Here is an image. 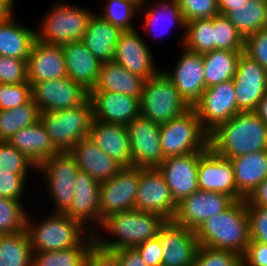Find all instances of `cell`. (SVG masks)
Wrapping results in <instances>:
<instances>
[{
	"label": "cell",
	"instance_id": "277c9868",
	"mask_svg": "<svg viewBox=\"0 0 267 266\" xmlns=\"http://www.w3.org/2000/svg\"><path fill=\"white\" fill-rule=\"evenodd\" d=\"M26 231L32 251H58L79 246L91 232L64 213L51 212L37 222L27 215Z\"/></svg>",
	"mask_w": 267,
	"mask_h": 266
},
{
	"label": "cell",
	"instance_id": "484cf974",
	"mask_svg": "<svg viewBox=\"0 0 267 266\" xmlns=\"http://www.w3.org/2000/svg\"><path fill=\"white\" fill-rule=\"evenodd\" d=\"M151 1L152 0L150 1L142 0L141 5H140L139 12L142 13L146 9V11L143 13L144 20H142L143 25L145 27L143 29L145 30L144 33H146V35L148 36L149 34L150 36L152 35L151 37L153 38H159L161 35L163 36L164 34H166L168 30L171 29L170 27H172L173 25L176 27L178 25L180 26L179 30L180 29H182V31L184 30L183 32L184 34H182V38L180 40L181 42L180 46L182 47L184 39H185L186 23L184 21L181 9L179 5L177 4V1L176 0H157L156 2L153 1V4ZM148 2H151V3H148Z\"/></svg>",
	"mask_w": 267,
	"mask_h": 266
},
{
	"label": "cell",
	"instance_id": "9c48e42d",
	"mask_svg": "<svg viewBox=\"0 0 267 266\" xmlns=\"http://www.w3.org/2000/svg\"><path fill=\"white\" fill-rule=\"evenodd\" d=\"M79 170L74 157L69 152H58L38 166L37 171H41L42 176L45 175L47 194L49 192L51 202L54 204L51 212L65 213L70 208Z\"/></svg>",
	"mask_w": 267,
	"mask_h": 266
},
{
	"label": "cell",
	"instance_id": "f6af8a7d",
	"mask_svg": "<svg viewBox=\"0 0 267 266\" xmlns=\"http://www.w3.org/2000/svg\"><path fill=\"white\" fill-rule=\"evenodd\" d=\"M184 21L212 18L219 14L217 0H176Z\"/></svg>",
	"mask_w": 267,
	"mask_h": 266
},
{
	"label": "cell",
	"instance_id": "cb8c5ba5",
	"mask_svg": "<svg viewBox=\"0 0 267 266\" xmlns=\"http://www.w3.org/2000/svg\"><path fill=\"white\" fill-rule=\"evenodd\" d=\"M64 77L68 75L62 46L35 39L27 59L28 81L41 82Z\"/></svg>",
	"mask_w": 267,
	"mask_h": 266
},
{
	"label": "cell",
	"instance_id": "ab89813d",
	"mask_svg": "<svg viewBox=\"0 0 267 266\" xmlns=\"http://www.w3.org/2000/svg\"><path fill=\"white\" fill-rule=\"evenodd\" d=\"M183 47L204 54L214 50V17L186 22Z\"/></svg>",
	"mask_w": 267,
	"mask_h": 266
},
{
	"label": "cell",
	"instance_id": "680465c9",
	"mask_svg": "<svg viewBox=\"0 0 267 266\" xmlns=\"http://www.w3.org/2000/svg\"><path fill=\"white\" fill-rule=\"evenodd\" d=\"M267 126V92L259 101L256 110L254 111Z\"/></svg>",
	"mask_w": 267,
	"mask_h": 266
},
{
	"label": "cell",
	"instance_id": "44dd1931",
	"mask_svg": "<svg viewBox=\"0 0 267 266\" xmlns=\"http://www.w3.org/2000/svg\"><path fill=\"white\" fill-rule=\"evenodd\" d=\"M151 51L137 30L124 31L117 43L114 61L130 73L148 80L161 70L154 65L155 60Z\"/></svg>",
	"mask_w": 267,
	"mask_h": 266
},
{
	"label": "cell",
	"instance_id": "836d02e7",
	"mask_svg": "<svg viewBox=\"0 0 267 266\" xmlns=\"http://www.w3.org/2000/svg\"><path fill=\"white\" fill-rule=\"evenodd\" d=\"M96 244L91 233L79 246L58 251H32V266H86Z\"/></svg>",
	"mask_w": 267,
	"mask_h": 266
},
{
	"label": "cell",
	"instance_id": "ee69618b",
	"mask_svg": "<svg viewBox=\"0 0 267 266\" xmlns=\"http://www.w3.org/2000/svg\"><path fill=\"white\" fill-rule=\"evenodd\" d=\"M193 266H244L243 256L229 250L200 245Z\"/></svg>",
	"mask_w": 267,
	"mask_h": 266
},
{
	"label": "cell",
	"instance_id": "8d00e7d4",
	"mask_svg": "<svg viewBox=\"0 0 267 266\" xmlns=\"http://www.w3.org/2000/svg\"><path fill=\"white\" fill-rule=\"evenodd\" d=\"M0 266H32L28 232L0 235Z\"/></svg>",
	"mask_w": 267,
	"mask_h": 266
},
{
	"label": "cell",
	"instance_id": "816d5d0a",
	"mask_svg": "<svg viewBox=\"0 0 267 266\" xmlns=\"http://www.w3.org/2000/svg\"><path fill=\"white\" fill-rule=\"evenodd\" d=\"M135 249L148 266H162V247L159 244L158 234L141 243Z\"/></svg>",
	"mask_w": 267,
	"mask_h": 266
},
{
	"label": "cell",
	"instance_id": "ba28073f",
	"mask_svg": "<svg viewBox=\"0 0 267 266\" xmlns=\"http://www.w3.org/2000/svg\"><path fill=\"white\" fill-rule=\"evenodd\" d=\"M191 108L171 79L161 69L145 80L140 98V113L155 123L164 124Z\"/></svg>",
	"mask_w": 267,
	"mask_h": 266
},
{
	"label": "cell",
	"instance_id": "4fadbf2b",
	"mask_svg": "<svg viewBox=\"0 0 267 266\" xmlns=\"http://www.w3.org/2000/svg\"><path fill=\"white\" fill-rule=\"evenodd\" d=\"M134 209L161 215L167 221L174 219L177 203L157 168H140Z\"/></svg>",
	"mask_w": 267,
	"mask_h": 266
},
{
	"label": "cell",
	"instance_id": "f546056e",
	"mask_svg": "<svg viewBox=\"0 0 267 266\" xmlns=\"http://www.w3.org/2000/svg\"><path fill=\"white\" fill-rule=\"evenodd\" d=\"M7 142L23 152L37 167L58 153L40 120L20 129Z\"/></svg>",
	"mask_w": 267,
	"mask_h": 266
},
{
	"label": "cell",
	"instance_id": "8992f818",
	"mask_svg": "<svg viewBox=\"0 0 267 266\" xmlns=\"http://www.w3.org/2000/svg\"><path fill=\"white\" fill-rule=\"evenodd\" d=\"M93 119L90 99L81 106L39 114V120L58 152H69L77 142L89 137Z\"/></svg>",
	"mask_w": 267,
	"mask_h": 266
},
{
	"label": "cell",
	"instance_id": "5b68a950",
	"mask_svg": "<svg viewBox=\"0 0 267 266\" xmlns=\"http://www.w3.org/2000/svg\"><path fill=\"white\" fill-rule=\"evenodd\" d=\"M93 14V10L86 7L84 9L79 5L70 4L69 1H59L39 20L36 39L60 46L80 41Z\"/></svg>",
	"mask_w": 267,
	"mask_h": 266
},
{
	"label": "cell",
	"instance_id": "8fae6325",
	"mask_svg": "<svg viewBox=\"0 0 267 266\" xmlns=\"http://www.w3.org/2000/svg\"><path fill=\"white\" fill-rule=\"evenodd\" d=\"M29 83L40 113L81 106L89 99V91L69 77Z\"/></svg>",
	"mask_w": 267,
	"mask_h": 266
},
{
	"label": "cell",
	"instance_id": "83f0119b",
	"mask_svg": "<svg viewBox=\"0 0 267 266\" xmlns=\"http://www.w3.org/2000/svg\"><path fill=\"white\" fill-rule=\"evenodd\" d=\"M81 171L87 172L99 183L115 176L122 168L114 159L100 149L90 137L77 142L69 151Z\"/></svg>",
	"mask_w": 267,
	"mask_h": 266
},
{
	"label": "cell",
	"instance_id": "9a60e30c",
	"mask_svg": "<svg viewBox=\"0 0 267 266\" xmlns=\"http://www.w3.org/2000/svg\"><path fill=\"white\" fill-rule=\"evenodd\" d=\"M235 200L224 193L198 189L177 203L174 223L195 230L208 218L229 208Z\"/></svg>",
	"mask_w": 267,
	"mask_h": 266
},
{
	"label": "cell",
	"instance_id": "bcb514c9",
	"mask_svg": "<svg viewBox=\"0 0 267 266\" xmlns=\"http://www.w3.org/2000/svg\"><path fill=\"white\" fill-rule=\"evenodd\" d=\"M32 98L29 81L21 84L0 83V110L13 109L27 103Z\"/></svg>",
	"mask_w": 267,
	"mask_h": 266
},
{
	"label": "cell",
	"instance_id": "f907efd6",
	"mask_svg": "<svg viewBox=\"0 0 267 266\" xmlns=\"http://www.w3.org/2000/svg\"><path fill=\"white\" fill-rule=\"evenodd\" d=\"M244 52L267 70V27L245 39Z\"/></svg>",
	"mask_w": 267,
	"mask_h": 266
},
{
	"label": "cell",
	"instance_id": "52a82bcc",
	"mask_svg": "<svg viewBox=\"0 0 267 266\" xmlns=\"http://www.w3.org/2000/svg\"><path fill=\"white\" fill-rule=\"evenodd\" d=\"M161 148L165 158L192 152H206L209 134L193 107L167 123L160 124Z\"/></svg>",
	"mask_w": 267,
	"mask_h": 266
},
{
	"label": "cell",
	"instance_id": "91938a15",
	"mask_svg": "<svg viewBox=\"0 0 267 266\" xmlns=\"http://www.w3.org/2000/svg\"><path fill=\"white\" fill-rule=\"evenodd\" d=\"M14 11L15 9H13L9 4L3 0H0V22L8 19L15 13Z\"/></svg>",
	"mask_w": 267,
	"mask_h": 266
},
{
	"label": "cell",
	"instance_id": "d590c367",
	"mask_svg": "<svg viewBox=\"0 0 267 266\" xmlns=\"http://www.w3.org/2000/svg\"><path fill=\"white\" fill-rule=\"evenodd\" d=\"M242 52L214 49L202 54L206 88L231 80Z\"/></svg>",
	"mask_w": 267,
	"mask_h": 266
},
{
	"label": "cell",
	"instance_id": "6f0895ef",
	"mask_svg": "<svg viewBox=\"0 0 267 266\" xmlns=\"http://www.w3.org/2000/svg\"><path fill=\"white\" fill-rule=\"evenodd\" d=\"M219 14L225 15L229 10L245 5L248 0H217Z\"/></svg>",
	"mask_w": 267,
	"mask_h": 266
},
{
	"label": "cell",
	"instance_id": "7a4b0ae2",
	"mask_svg": "<svg viewBox=\"0 0 267 266\" xmlns=\"http://www.w3.org/2000/svg\"><path fill=\"white\" fill-rule=\"evenodd\" d=\"M166 221L161 215L135 209L114 213L106 217L99 228L112 238L110 240L108 237L104 238L101 232L96 231L94 234L96 244L109 251L135 248L154 238Z\"/></svg>",
	"mask_w": 267,
	"mask_h": 266
},
{
	"label": "cell",
	"instance_id": "db71d44e",
	"mask_svg": "<svg viewBox=\"0 0 267 266\" xmlns=\"http://www.w3.org/2000/svg\"><path fill=\"white\" fill-rule=\"evenodd\" d=\"M86 266H121V263L113 251L102 249L95 244L88 255Z\"/></svg>",
	"mask_w": 267,
	"mask_h": 266
},
{
	"label": "cell",
	"instance_id": "e0dca14e",
	"mask_svg": "<svg viewBox=\"0 0 267 266\" xmlns=\"http://www.w3.org/2000/svg\"><path fill=\"white\" fill-rule=\"evenodd\" d=\"M162 266H193L199 248L196 231L166 221L158 231Z\"/></svg>",
	"mask_w": 267,
	"mask_h": 266
},
{
	"label": "cell",
	"instance_id": "9f6ffc18",
	"mask_svg": "<svg viewBox=\"0 0 267 266\" xmlns=\"http://www.w3.org/2000/svg\"><path fill=\"white\" fill-rule=\"evenodd\" d=\"M246 206L267 207V177L248 196L246 199Z\"/></svg>",
	"mask_w": 267,
	"mask_h": 266
},
{
	"label": "cell",
	"instance_id": "7402d4cb",
	"mask_svg": "<svg viewBox=\"0 0 267 266\" xmlns=\"http://www.w3.org/2000/svg\"><path fill=\"white\" fill-rule=\"evenodd\" d=\"M197 176L200 190L221 192L235 201L244 199L237 192L231 160L217 155L211 148L200 157Z\"/></svg>",
	"mask_w": 267,
	"mask_h": 266
},
{
	"label": "cell",
	"instance_id": "2e32d148",
	"mask_svg": "<svg viewBox=\"0 0 267 266\" xmlns=\"http://www.w3.org/2000/svg\"><path fill=\"white\" fill-rule=\"evenodd\" d=\"M232 81L235 85L237 110L255 111L267 92V70L242 52Z\"/></svg>",
	"mask_w": 267,
	"mask_h": 266
},
{
	"label": "cell",
	"instance_id": "ac0fdd59",
	"mask_svg": "<svg viewBox=\"0 0 267 266\" xmlns=\"http://www.w3.org/2000/svg\"><path fill=\"white\" fill-rule=\"evenodd\" d=\"M182 48L184 52L180 55L177 64L175 63L173 71L165 67L161 69L171 79L184 101L193 107L206 89L203 55L185 47Z\"/></svg>",
	"mask_w": 267,
	"mask_h": 266
},
{
	"label": "cell",
	"instance_id": "f35d334b",
	"mask_svg": "<svg viewBox=\"0 0 267 266\" xmlns=\"http://www.w3.org/2000/svg\"><path fill=\"white\" fill-rule=\"evenodd\" d=\"M104 10L99 14L106 22L111 23L122 31L136 30L133 24L134 16L140 14L142 0H106ZM137 14V15H136Z\"/></svg>",
	"mask_w": 267,
	"mask_h": 266
},
{
	"label": "cell",
	"instance_id": "7dc6e473",
	"mask_svg": "<svg viewBox=\"0 0 267 266\" xmlns=\"http://www.w3.org/2000/svg\"><path fill=\"white\" fill-rule=\"evenodd\" d=\"M27 81V60L0 55L1 84H21Z\"/></svg>",
	"mask_w": 267,
	"mask_h": 266
},
{
	"label": "cell",
	"instance_id": "b9f144b4",
	"mask_svg": "<svg viewBox=\"0 0 267 266\" xmlns=\"http://www.w3.org/2000/svg\"><path fill=\"white\" fill-rule=\"evenodd\" d=\"M214 49L244 51L245 39L225 15L214 17Z\"/></svg>",
	"mask_w": 267,
	"mask_h": 266
},
{
	"label": "cell",
	"instance_id": "60d3db41",
	"mask_svg": "<svg viewBox=\"0 0 267 266\" xmlns=\"http://www.w3.org/2000/svg\"><path fill=\"white\" fill-rule=\"evenodd\" d=\"M27 215L22 200L0 197V235L15 234L25 230Z\"/></svg>",
	"mask_w": 267,
	"mask_h": 266
},
{
	"label": "cell",
	"instance_id": "c3c4849f",
	"mask_svg": "<svg viewBox=\"0 0 267 266\" xmlns=\"http://www.w3.org/2000/svg\"><path fill=\"white\" fill-rule=\"evenodd\" d=\"M28 174L0 173V197L23 200ZM22 198V199H21Z\"/></svg>",
	"mask_w": 267,
	"mask_h": 266
},
{
	"label": "cell",
	"instance_id": "ffe728a7",
	"mask_svg": "<svg viewBox=\"0 0 267 266\" xmlns=\"http://www.w3.org/2000/svg\"><path fill=\"white\" fill-rule=\"evenodd\" d=\"M74 185L75 193L72 204L64 214L72 220L79 221L95 234L97 231L95 229H99L103 222L99 209L100 183L87 172L79 170Z\"/></svg>",
	"mask_w": 267,
	"mask_h": 266
},
{
	"label": "cell",
	"instance_id": "74e56055",
	"mask_svg": "<svg viewBox=\"0 0 267 266\" xmlns=\"http://www.w3.org/2000/svg\"><path fill=\"white\" fill-rule=\"evenodd\" d=\"M39 110L32 98L13 109L0 110V141H8L20 129L39 120Z\"/></svg>",
	"mask_w": 267,
	"mask_h": 266
},
{
	"label": "cell",
	"instance_id": "5bb4252c",
	"mask_svg": "<svg viewBox=\"0 0 267 266\" xmlns=\"http://www.w3.org/2000/svg\"><path fill=\"white\" fill-rule=\"evenodd\" d=\"M126 126L133 166L157 168L165 159L161 148L160 124L140 114Z\"/></svg>",
	"mask_w": 267,
	"mask_h": 266
},
{
	"label": "cell",
	"instance_id": "d6986e66",
	"mask_svg": "<svg viewBox=\"0 0 267 266\" xmlns=\"http://www.w3.org/2000/svg\"><path fill=\"white\" fill-rule=\"evenodd\" d=\"M205 152L167 157L157 167L170 188L173 199L179 203L198 188V161Z\"/></svg>",
	"mask_w": 267,
	"mask_h": 266
},
{
	"label": "cell",
	"instance_id": "4dcf8cb0",
	"mask_svg": "<svg viewBox=\"0 0 267 266\" xmlns=\"http://www.w3.org/2000/svg\"><path fill=\"white\" fill-rule=\"evenodd\" d=\"M230 160L237 192L247 199L267 177V150L248 153Z\"/></svg>",
	"mask_w": 267,
	"mask_h": 266
},
{
	"label": "cell",
	"instance_id": "681fc988",
	"mask_svg": "<svg viewBox=\"0 0 267 266\" xmlns=\"http://www.w3.org/2000/svg\"><path fill=\"white\" fill-rule=\"evenodd\" d=\"M250 240L267 244V207L247 206Z\"/></svg>",
	"mask_w": 267,
	"mask_h": 266
},
{
	"label": "cell",
	"instance_id": "4316f807",
	"mask_svg": "<svg viewBox=\"0 0 267 266\" xmlns=\"http://www.w3.org/2000/svg\"><path fill=\"white\" fill-rule=\"evenodd\" d=\"M62 48L68 77L90 92L97 85L102 63L81 40L64 44Z\"/></svg>",
	"mask_w": 267,
	"mask_h": 266
},
{
	"label": "cell",
	"instance_id": "d4e9b609",
	"mask_svg": "<svg viewBox=\"0 0 267 266\" xmlns=\"http://www.w3.org/2000/svg\"><path fill=\"white\" fill-rule=\"evenodd\" d=\"M90 139L122 167L133 166L126 125L92 121Z\"/></svg>",
	"mask_w": 267,
	"mask_h": 266
},
{
	"label": "cell",
	"instance_id": "94428289",
	"mask_svg": "<svg viewBox=\"0 0 267 266\" xmlns=\"http://www.w3.org/2000/svg\"><path fill=\"white\" fill-rule=\"evenodd\" d=\"M3 1H5L7 4H9L13 9L15 8L14 6H15L16 0H3Z\"/></svg>",
	"mask_w": 267,
	"mask_h": 266
},
{
	"label": "cell",
	"instance_id": "e575fe53",
	"mask_svg": "<svg viewBox=\"0 0 267 266\" xmlns=\"http://www.w3.org/2000/svg\"><path fill=\"white\" fill-rule=\"evenodd\" d=\"M225 16L246 39L267 27V0H248L245 5L229 10Z\"/></svg>",
	"mask_w": 267,
	"mask_h": 266
},
{
	"label": "cell",
	"instance_id": "6da1fadb",
	"mask_svg": "<svg viewBox=\"0 0 267 266\" xmlns=\"http://www.w3.org/2000/svg\"><path fill=\"white\" fill-rule=\"evenodd\" d=\"M209 147L227 159L267 150V126L254 111L239 112L209 134Z\"/></svg>",
	"mask_w": 267,
	"mask_h": 266
},
{
	"label": "cell",
	"instance_id": "30bf717a",
	"mask_svg": "<svg viewBox=\"0 0 267 266\" xmlns=\"http://www.w3.org/2000/svg\"><path fill=\"white\" fill-rule=\"evenodd\" d=\"M193 108L208 134L220 124L230 120L239 113L232 79L206 88Z\"/></svg>",
	"mask_w": 267,
	"mask_h": 266
},
{
	"label": "cell",
	"instance_id": "11a10c76",
	"mask_svg": "<svg viewBox=\"0 0 267 266\" xmlns=\"http://www.w3.org/2000/svg\"><path fill=\"white\" fill-rule=\"evenodd\" d=\"M121 266H148L135 248H122L113 251Z\"/></svg>",
	"mask_w": 267,
	"mask_h": 266
},
{
	"label": "cell",
	"instance_id": "d6a6232c",
	"mask_svg": "<svg viewBox=\"0 0 267 266\" xmlns=\"http://www.w3.org/2000/svg\"><path fill=\"white\" fill-rule=\"evenodd\" d=\"M15 14L0 22V55L27 60L36 30L18 24Z\"/></svg>",
	"mask_w": 267,
	"mask_h": 266
},
{
	"label": "cell",
	"instance_id": "f5cc1de1",
	"mask_svg": "<svg viewBox=\"0 0 267 266\" xmlns=\"http://www.w3.org/2000/svg\"><path fill=\"white\" fill-rule=\"evenodd\" d=\"M244 266H267V244L250 240L243 255Z\"/></svg>",
	"mask_w": 267,
	"mask_h": 266
},
{
	"label": "cell",
	"instance_id": "f1b7e54d",
	"mask_svg": "<svg viewBox=\"0 0 267 266\" xmlns=\"http://www.w3.org/2000/svg\"><path fill=\"white\" fill-rule=\"evenodd\" d=\"M123 32L120 28L106 22L95 12L88 22V27L81 41L101 63L108 62L114 60L115 49Z\"/></svg>",
	"mask_w": 267,
	"mask_h": 266
},
{
	"label": "cell",
	"instance_id": "603a6c76",
	"mask_svg": "<svg viewBox=\"0 0 267 266\" xmlns=\"http://www.w3.org/2000/svg\"><path fill=\"white\" fill-rule=\"evenodd\" d=\"M140 98L110 91L91 90L94 120L127 125L140 113Z\"/></svg>",
	"mask_w": 267,
	"mask_h": 266
},
{
	"label": "cell",
	"instance_id": "7bdbcfd3",
	"mask_svg": "<svg viewBox=\"0 0 267 266\" xmlns=\"http://www.w3.org/2000/svg\"><path fill=\"white\" fill-rule=\"evenodd\" d=\"M31 168L34 171L38 167L7 141H0V173L28 174L33 172Z\"/></svg>",
	"mask_w": 267,
	"mask_h": 266
},
{
	"label": "cell",
	"instance_id": "7c38bea8",
	"mask_svg": "<svg viewBox=\"0 0 267 266\" xmlns=\"http://www.w3.org/2000/svg\"><path fill=\"white\" fill-rule=\"evenodd\" d=\"M140 168L122 167L107 181L100 183V218L134 209L139 186Z\"/></svg>",
	"mask_w": 267,
	"mask_h": 266
},
{
	"label": "cell",
	"instance_id": "3957f363",
	"mask_svg": "<svg viewBox=\"0 0 267 266\" xmlns=\"http://www.w3.org/2000/svg\"><path fill=\"white\" fill-rule=\"evenodd\" d=\"M196 236L199 245L243 256L250 241L246 199L208 218L196 229Z\"/></svg>",
	"mask_w": 267,
	"mask_h": 266
},
{
	"label": "cell",
	"instance_id": "1f68e13d",
	"mask_svg": "<svg viewBox=\"0 0 267 266\" xmlns=\"http://www.w3.org/2000/svg\"><path fill=\"white\" fill-rule=\"evenodd\" d=\"M145 79L130 73L114 60L101 64L99 80L92 90L110 91L141 97Z\"/></svg>",
	"mask_w": 267,
	"mask_h": 266
}]
</instances>
